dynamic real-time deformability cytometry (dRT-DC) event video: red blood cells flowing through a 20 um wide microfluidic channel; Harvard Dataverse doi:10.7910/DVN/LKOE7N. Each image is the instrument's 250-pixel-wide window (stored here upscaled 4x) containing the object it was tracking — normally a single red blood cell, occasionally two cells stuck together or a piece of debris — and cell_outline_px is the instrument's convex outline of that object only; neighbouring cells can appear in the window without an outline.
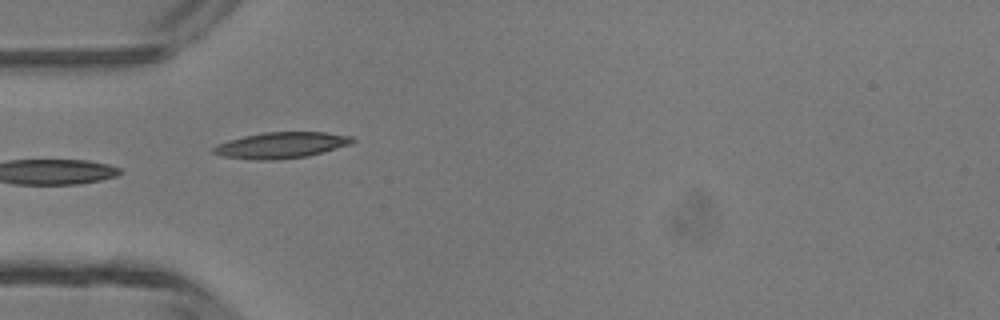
{"species": "common noctule bat (a hibernating species)", "species_latin": "Nyctalus noctula", "temperature_condition": "room temperature", "stored_images_in_passage": 3, "camera_frame_rate_fps": 3000, "um_per_image_px": 0.085, "animal": {"sex": "male", "body_mass_g": 13.3}, "frame": {"image": 1, "passage_image": 2, "time_ms": 1.333, "image_size_px": [1000, 320], "cell_outline_px": [[356, 140], [352, 144], [308, 156], [272, 160], [256, 160], [224, 156], [212, 152], [212, 148], [216, 144], [228, 140], [244, 136], [264, 132], [324, 132], [352, 136]], "centroid_in_image_um": [23.92, 12.34], "position_along_channel_um": 61.1, "area_um2": 21.1}}
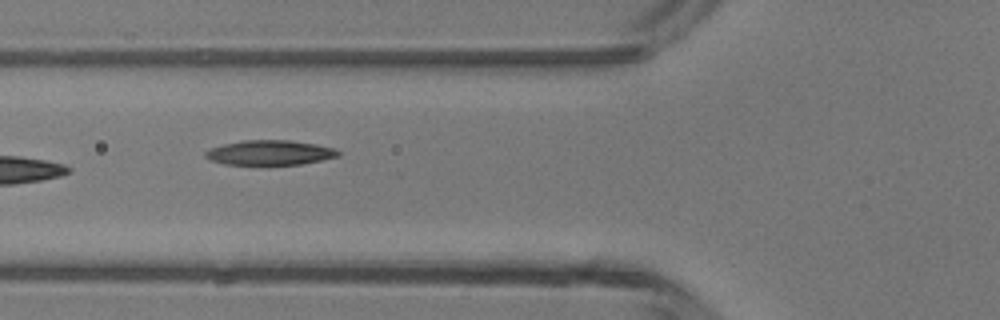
{"frame": {"image": 2, "passage_image": 3, "time_ms": 2.333, "image_size_px": [1000, 320], "cell_outline_px": [[340, 156], [300, 164], [224, 164], [212, 160], [204, 156], [204, 152], [208, 148], [224, 144], [244, 140], [288, 140], [316, 144], [332, 148], [340, 152]], "centroid_in_image_um": [22.9, 12.96], "position_along_channel_um": 102.9, "area_um2": 18.96}}